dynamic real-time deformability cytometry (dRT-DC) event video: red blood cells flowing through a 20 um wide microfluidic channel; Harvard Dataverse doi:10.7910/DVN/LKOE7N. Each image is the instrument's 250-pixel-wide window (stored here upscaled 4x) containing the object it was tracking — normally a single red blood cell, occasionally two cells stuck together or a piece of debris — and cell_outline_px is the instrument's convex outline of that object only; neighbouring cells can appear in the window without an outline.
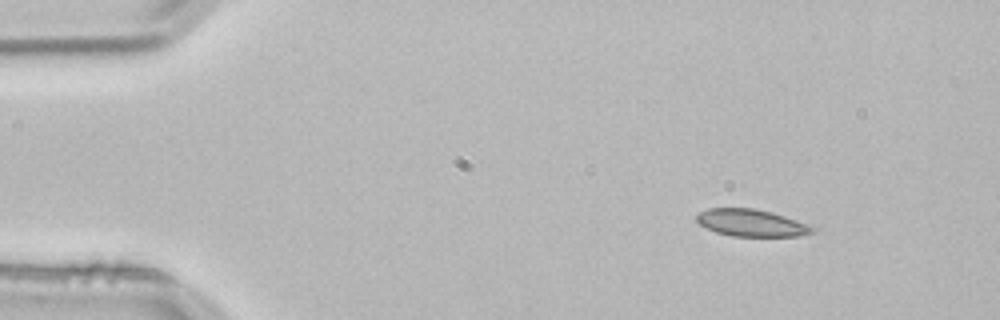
{"species": "common noctule bat (a hibernating species)", "species_latin": "Nyctalus noctula", "temperature_condition": "room temperature", "stored_images_in_passage": 5, "segment_of_instrument_passage": [2, 2], "camera_frame_rate_fps": 3000, "um_per_image_px": 0.085, "animal": {"sex": "male", "body_mass_g": 21.5, "forearm_length_mm": 52.0}, "frame": {"image": 1, "passage_image": 5, "time_ms": 1.333, "image_size_px": [1000, 320], "cell_outline_px": [[816, 228], [812, 232], [796, 236], [732, 236], [716, 232], [700, 224], [696, 220], [696, 216], [700, 212], [708, 208], [752, 208], [772, 212], [784, 216]], "centroid_in_image_um": [63.82, 18.94], "position_along_channel_um": 21.2, "area_um2": 17.98}}